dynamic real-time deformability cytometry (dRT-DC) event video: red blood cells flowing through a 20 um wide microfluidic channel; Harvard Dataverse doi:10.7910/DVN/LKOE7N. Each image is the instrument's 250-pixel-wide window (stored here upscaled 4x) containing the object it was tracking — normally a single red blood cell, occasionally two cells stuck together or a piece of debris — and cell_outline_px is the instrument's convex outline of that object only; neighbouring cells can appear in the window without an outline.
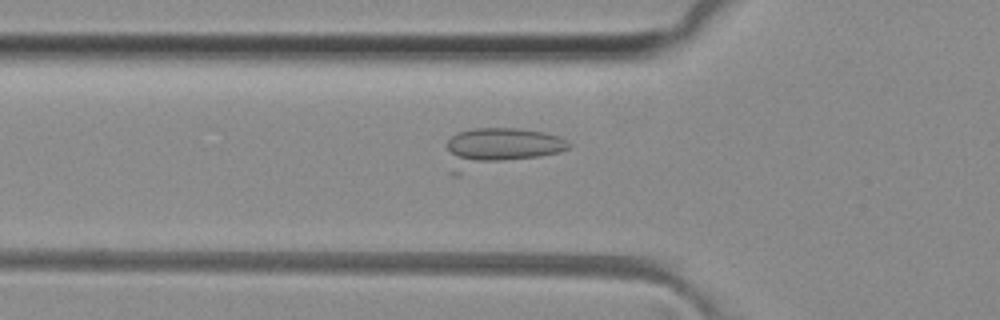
{"species": "common noctule bat (a hibernating species)", "species_latin": "Nyctalus noctula", "temperature_condition": "room temperature", "stored_images_in_passage": 48, "camera_frame_rate_fps": 3000, "um_per_image_px": 0.085, "animal": {"sex": "female", "body_mass_g": 29.2, "forearm_length_mm": 56.3}, "frame": {"image": 1, "passage_image": 17, "time_ms": 5.333, "image_size_px": [1000, 320], "cell_outline_px": [[572, 144], [568, 148], [560, 152], [460, 176], [452, 176], [448, 148], [448, 140], [456, 132], [472, 128], [516, 128], [544, 132], [560, 136]], "centroid_in_image_um": [42.42, 12.59], "position_along_channel_um": 83.4, "area_um2": 28.73}}
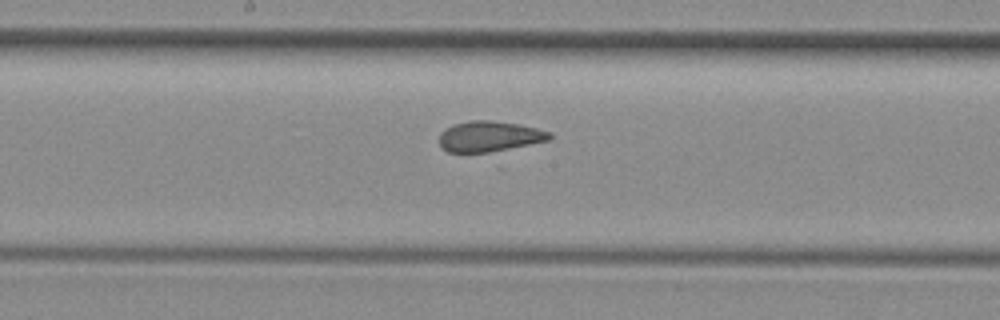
{"frame": {"image": 2, "passage_image": 26, "time_ms": 8.333, "image_size_px": [1000, 320], "cell_outline_px": [[552, 136], [548, 140], [488, 152], [448, 152], [440, 144], [440, 132], [444, 128], [452, 124], [468, 120], [488, 120], [520, 124], [552, 132]], "centroid_in_image_um": [41.56, 11.57], "position_along_channel_um": 206.6, "area_um2": 19.48}}
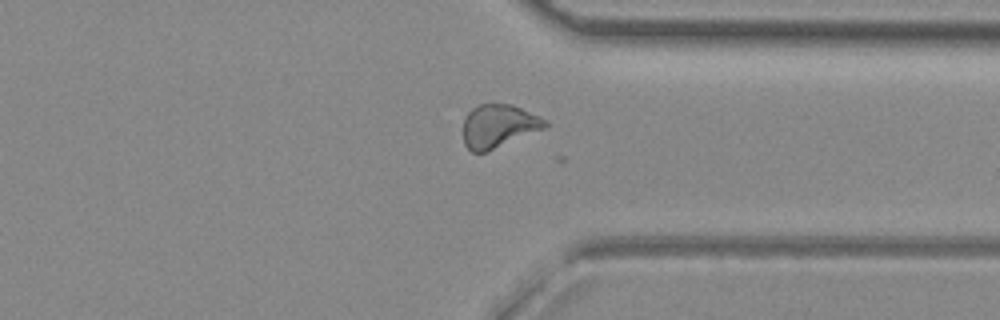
{"frame": {"image": 3, "passage_image": 38, "time_ms": 12.333, "image_size_px": [1000, 320], "cell_outline_px": [[548, 124], [544, 128], [484, 152], [472, 152], [464, 144], [464, 116], [472, 108], [480, 104], [512, 104], [540, 116], [548, 120]], "centroid_in_image_um": [42.37, 10.68], "position_along_channel_um": 369.0, "area_um2": 20.35}}